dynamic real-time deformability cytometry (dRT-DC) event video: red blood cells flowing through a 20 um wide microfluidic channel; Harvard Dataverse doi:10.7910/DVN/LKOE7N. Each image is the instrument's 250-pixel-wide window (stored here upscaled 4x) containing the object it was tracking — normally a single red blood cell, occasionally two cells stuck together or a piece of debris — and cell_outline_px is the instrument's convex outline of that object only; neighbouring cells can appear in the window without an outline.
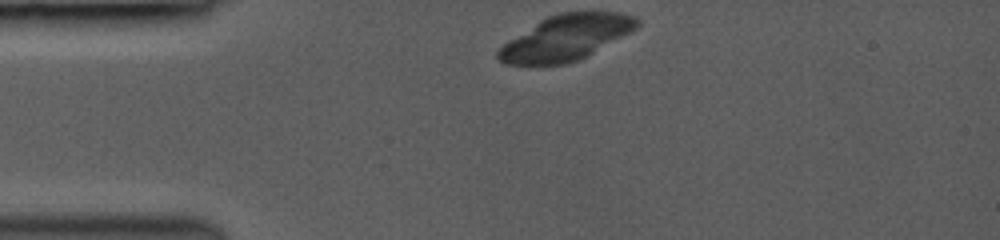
{"species": "common noctule bat (a hibernating species)", "species_latin": "Nyctalus noctula", "temperature_condition": "room temperature", "stored_images_in_passage": 34, "camera_frame_rate_fps": 3000, "um_per_image_px": 0.085, "animal": {"sex": "female", "body_mass_g": 19.0, "forearm_length_mm": 53.3}, "frame": {"image": 1, "passage_image": 1, "time_ms": 0.0, "image_size_px": [1000, 240], "cell_outline_px": [[640, 24], [636, 28], [584, 56], [576, 60], [564, 64], [504, 64], [496, 60], [496, 52], [508, 40], [540, 20], [548, 16], [560, 12], [620, 12], [636, 16], [640, 20]], "centroid_in_image_um": [48.07, 3.18], "position_along_channel_um": 36.9, "area_um2": 36.07}}